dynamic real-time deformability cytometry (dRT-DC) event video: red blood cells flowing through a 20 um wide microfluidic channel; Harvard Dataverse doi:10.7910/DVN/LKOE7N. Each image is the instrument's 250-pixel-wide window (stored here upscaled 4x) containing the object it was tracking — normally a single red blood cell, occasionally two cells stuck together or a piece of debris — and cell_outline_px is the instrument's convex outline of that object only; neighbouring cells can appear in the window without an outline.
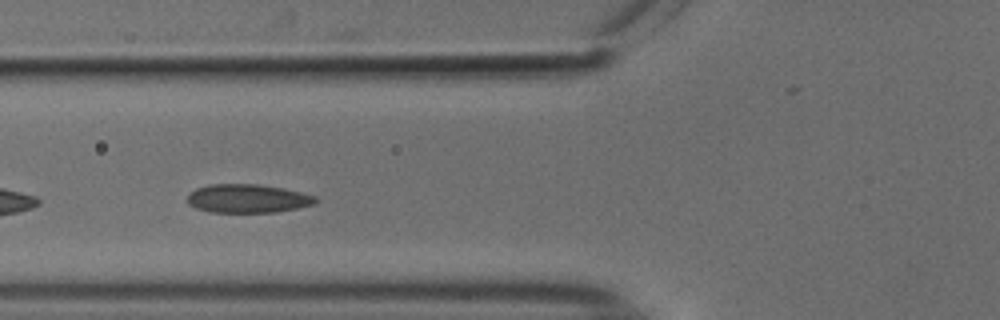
{"species": "common noctule bat (a hibernating species)", "species_latin": "Nyctalus noctula", "temperature_condition": "cold", "stored_images_in_passage": 37, "camera_frame_rate_fps": 3000, "um_per_image_px": 0.085, "animal": {"sex": "male", "body_mass_g": 18.8}, "frame": {"image": 1, "passage_image": 5, "time_ms": 1.333, "image_size_px": [1000, 320], "cell_outline_px": [[320, 200], [316, 204], [276, 212], [208, 212], [196, 208], [188, 204], [188, 196], [196, 188], [212, 184], [260, 184], [284, 188], [316, 196]], "centroid_in_image_um": [21.09, 16.87], "position_along_channel_um": 104.7, "area_um2": 21.44}}
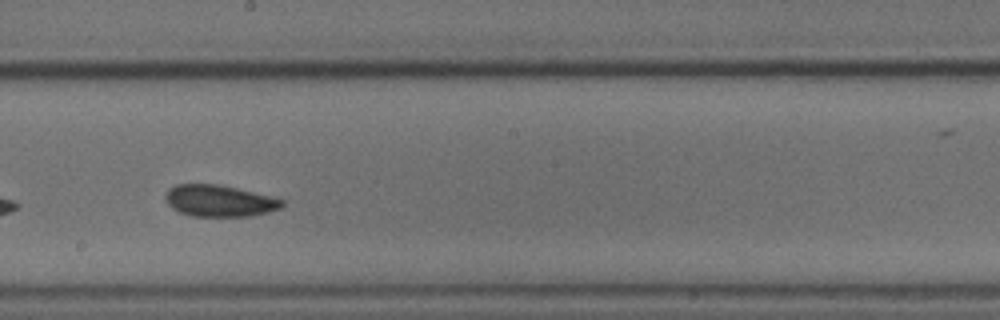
{"frame": {"image": 2, "passage_image": 15, "time_ms": 4.667, "image_size_px": [1000, 320], "cell_outline_px": [[284, 204], [280, 208], [268, 212], [252, 216], [192, 216], [180, 212], [172, 208], [168, 204], [164, 196], [168, 188], [176, 184], [220, 184], [284, 200]], "centroid_in_image_um": [18.61, 17.07], "position_along_channel_um": 229.6, "area_um2": 21.39}}
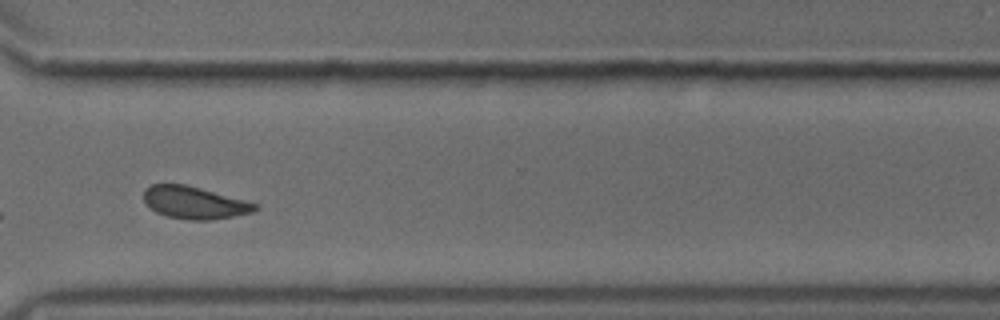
{"frame": {"image": 3, "passage_image": 25, "time_ms": 8.0, "image_size_px": [1000, 320], "cell_outline_px": [[260, 208], [252, 212], [212, 220], [188, 220], [168, 216], [156, 212], [144, 200], [144, 188], [152, 184], [184, 184], [200, 188], [260, 204]], "centroid_in_image_um": [16.55, 17.22], "position_along_channel_um": 354.1, "area_um2": 20.87}, "authors_computed_cell_mechanics": {"area_um2": 21.2126, "velocity_mm_per_s": 3.7342, "shape_relaxation_time_tau1_ms": 7.0187, "shape_relaxation_time_tau2_ms": 4.1624, "deformation_change_tau1": 0.1025, "deformation_change_tau2": 0.0813}}